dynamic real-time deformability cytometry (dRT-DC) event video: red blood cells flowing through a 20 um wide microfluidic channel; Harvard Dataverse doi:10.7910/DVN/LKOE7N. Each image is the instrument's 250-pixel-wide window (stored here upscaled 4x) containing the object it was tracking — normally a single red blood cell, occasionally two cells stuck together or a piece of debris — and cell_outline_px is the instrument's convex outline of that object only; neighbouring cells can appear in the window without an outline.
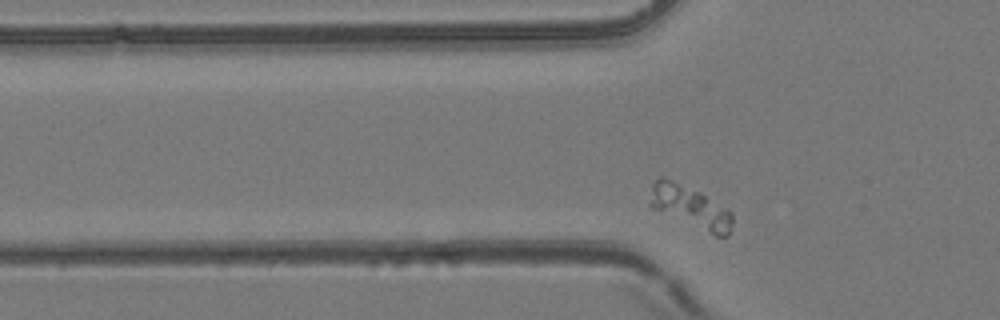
{"species": "common noctule bat (a hibernating species)", "species_latin": "Nyctalus noctula", "temperature_condition": "room temperature", "stored_images_in_passage": 39, "segment_of_instrument_passage": [1, 2], "camera_frame_rate_fps": 3000, "um_per_image_px": 0.085, "animal": {"sex": "female", "body_mass_g": 24.6, "forearm_length_mm": 56.2}, "frame": {"image": 1, "passage_image": 9, "time_ms": 2.667, "image_size_px": [1000, 320], "cell_outline_px": [[732, 224], [728, 236], [716, 236], [652, 208], [648, 204], [648, 200], [652, 184], [660, 176], [664, 176], [700, 192], [732, 212]], "centroid_in_image_um": [58.64, 17.57], "position_along_channel_um": 67.2, "area_um2": 20.11}}
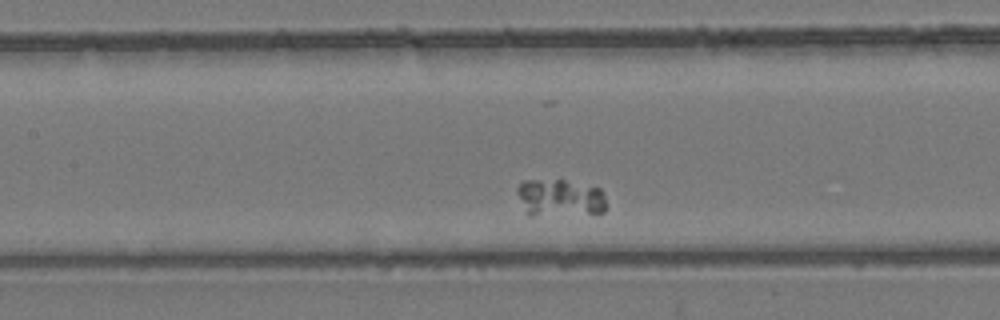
{"frame": {"image": 2, "passage_image": 17, "time_ms": 5.333, "image_size_px": [1000, 320], "cell_outline_px": [[604, 212], [532, 216], [528, 216], [516, 192], [516, 188], [524, 180], [564, 180], [600, 188], [604, 196]], "centroid_in_image_um": [47.54, 16.81], "position_along_channel_um": 159.9, "area_um2": 19.19}}
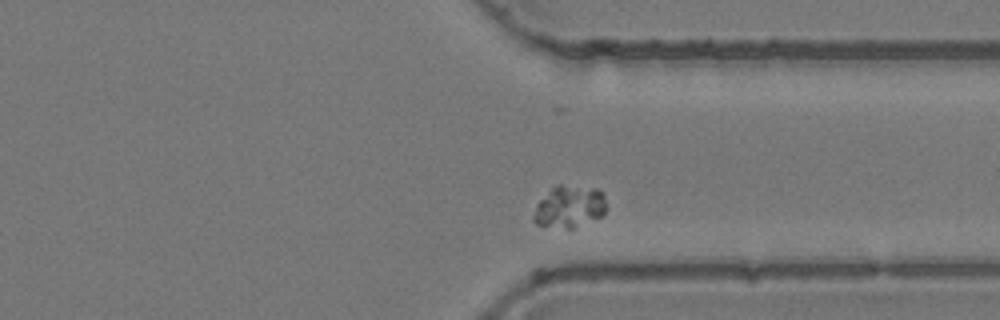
{"frame": {"image": 3, "passage_image": 34, "time_ms": 11.0, "image_size_px": [1000, 320], "cell_outline_px": [[604, 212], [600, 216], [572, 228], [568, 228], [536, 224], [532, 220], [532, 216], [536, 204], [556, 184], [560, 184], [596, 188], [604, 192]], "centroid_in_image_um": [48.36, 17.54], "position_along_channel_um": 363.0, "area_um2": 17.57}}